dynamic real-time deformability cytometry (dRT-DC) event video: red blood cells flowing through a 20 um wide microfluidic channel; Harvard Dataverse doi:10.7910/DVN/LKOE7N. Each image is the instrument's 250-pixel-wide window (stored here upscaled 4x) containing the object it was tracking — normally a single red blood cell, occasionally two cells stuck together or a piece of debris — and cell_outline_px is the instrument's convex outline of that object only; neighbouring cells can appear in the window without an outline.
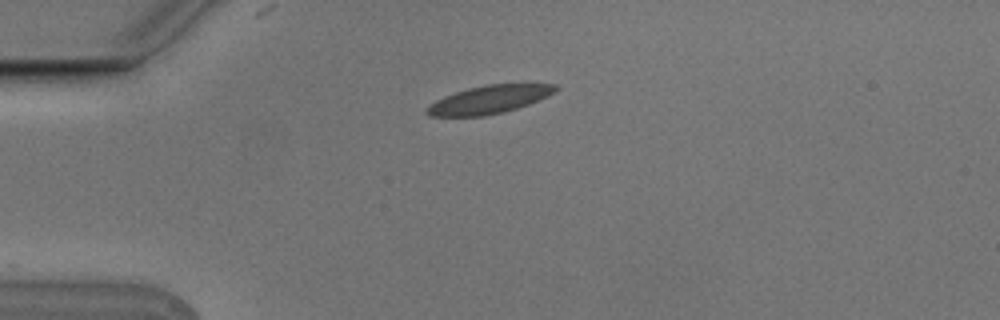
{"species": "Egyptian fruit bat (a non-hibernating species)", "species_latin": "Rousettus aegyptiacus", "temperature_condition": "cold", "stored_images_in_passage": 2, "camera_frame_rate_fps": 3000, "um_per_image_px": 0.085, "animal": {"sex": "male"}, "frame": {"image": 1, "passage_image": 1, "time_ms": 0.0, "image_size_px": [1000, 320], "cell_outline_px": [[556, 88], [548, 96], [528, 104], [504, 112], [484, 116], [428, 116], [424, 112], [424, 108], [436, 100], [444, 96], [468, 88], [484, 84], [524, 80], [528, 80], [556, 84]], "centroid_in_image_um": [41.64, 8.4], "position_along_channel_um": 43.4, "area_um2": 22.02}}